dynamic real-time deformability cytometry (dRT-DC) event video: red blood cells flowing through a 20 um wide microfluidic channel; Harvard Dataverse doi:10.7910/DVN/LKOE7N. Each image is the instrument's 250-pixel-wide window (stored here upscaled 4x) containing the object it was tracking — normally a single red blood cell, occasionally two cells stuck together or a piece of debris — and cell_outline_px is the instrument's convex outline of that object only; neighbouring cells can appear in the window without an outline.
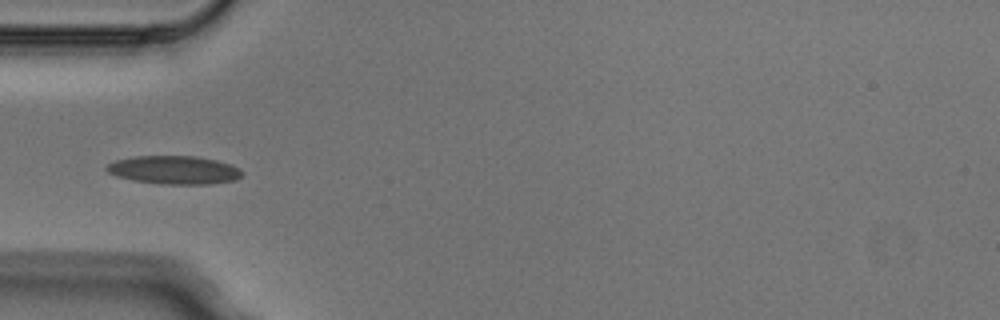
{"species": "Egyptian fruit bat (a non-hibernating species)", "species_latin": "Rousettus aegyptiacus", "temperature_condition": "cold", "stored_images_in_passage": 5, "camera_frame_rate_fps": 3000, "um_per_image_px": 0.085, "animal": {"sex": "male"}, "frame": {"image": 1, "passage_image": 5, "time_ms": 1.333, "image_size_px": [1000, 320], "cell_outline_px": [[244, 172], [236, 180], [208, 184], [160, 184], [132, 180], [116, 176], [108, 172], [104, 168], [108, 164], [116, 160], [132, 156], [196, 156], [216, 160], [232, 164]], "centroid_in_image_um": [14.79, 14.44], "position_along_channel_um": 70.2, "area_um2": 22.48}}